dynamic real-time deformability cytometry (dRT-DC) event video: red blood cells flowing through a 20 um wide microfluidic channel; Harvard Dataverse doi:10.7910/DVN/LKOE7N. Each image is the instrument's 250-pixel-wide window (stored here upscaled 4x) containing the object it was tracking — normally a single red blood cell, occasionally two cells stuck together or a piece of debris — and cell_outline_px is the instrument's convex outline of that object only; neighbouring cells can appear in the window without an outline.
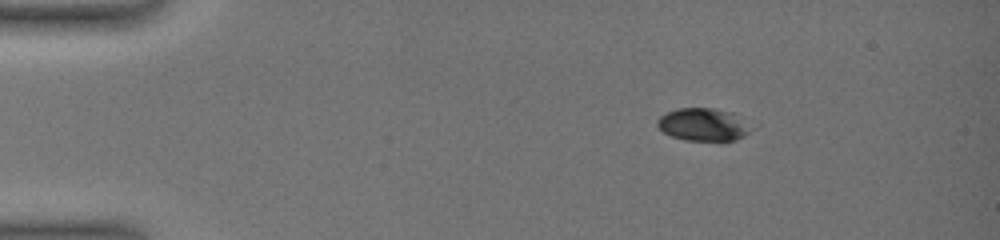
{"species": "common noctule bat (a hibernating species)", "species_latin": "Nyctalus noctula", "temperature_condition": "warm", "stored_images_in_passage": 6, "camera_frame_rate_fps": 3000, "um_per_image_px": 0.085, "animal": {"sex": "female", "body_mass_g": 19.0, "forearm_length_mm": 51.5}, "frame": {"image": 1, "passage_image": 1, "time_ms": 0.0, "image_size_px": [1000, 240], "cell_outline_px": [[752, 128], [744, 136], [736, 140], [724, 144], [720, 144], [684, 140], [672, 136], [664, 132], [656, 124], [656, 120], [660, 116], [676, 108], [712, 108], [732, 112]], "centroid_in_image_um": [59.78, 10.64], "position_along_channel_um": 25.2, "area_um2": 18.44}}
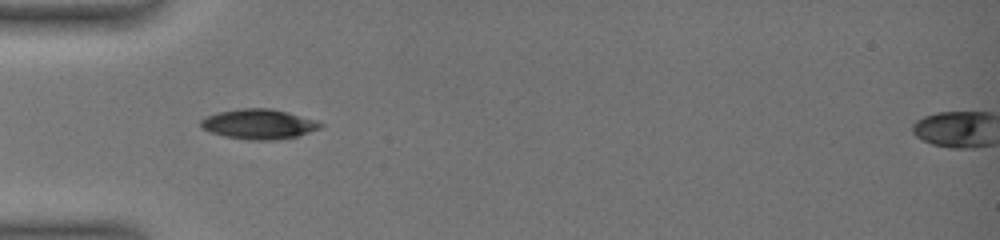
{"frame": {"image": 2, "passage_image": 5, "time_ms": 3.333, "image_size_px": [1000, 240], "cell_outline_px": [[324, 124], [320, 128], [296, 136], [276, 140], [248, 140], [224, 136], [208, 132], [200, 128], [200, 120], [208, 116], [220, 112], [240, 108], [272, 108], [288, 112], [316, 120]], "centroid_in_image_um": [21.97, 10.55], "position_along_channel_um": 63.0, "area_um2": 20.92}}
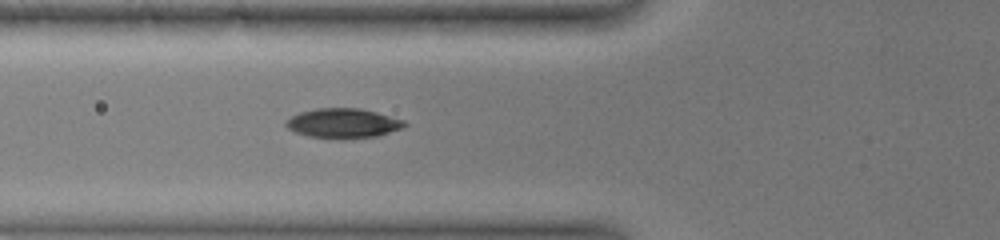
{"frame": {"image": 3, "passage_image": 6, "time_ms": 4.333, "image_size_px": [1000, 240], "cell_outline_px": [[408, 124], [404, 128], [376, 136], [348, 140], [340, 140], [308, 136], [296, 132], [288, 128], [284, 124], [292, 116], [300, 112], [316, 108], [360, 108], [376, 112], [404, 120]], "centroid_in_image_um": [29.19, 10.49], "position_along_channel_um": 96.6, "area_um2": 20.75}}